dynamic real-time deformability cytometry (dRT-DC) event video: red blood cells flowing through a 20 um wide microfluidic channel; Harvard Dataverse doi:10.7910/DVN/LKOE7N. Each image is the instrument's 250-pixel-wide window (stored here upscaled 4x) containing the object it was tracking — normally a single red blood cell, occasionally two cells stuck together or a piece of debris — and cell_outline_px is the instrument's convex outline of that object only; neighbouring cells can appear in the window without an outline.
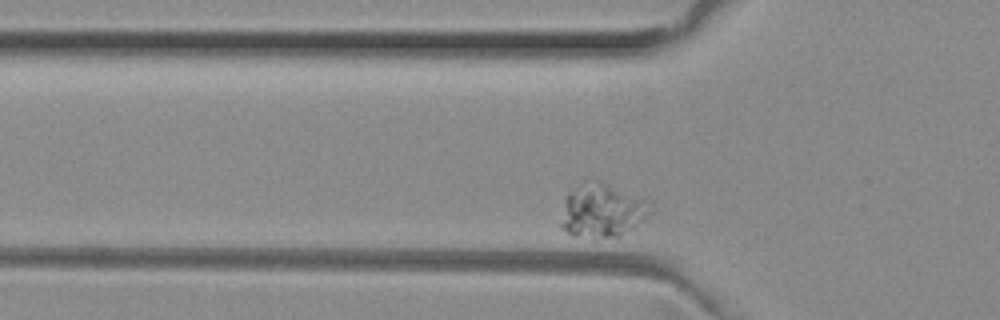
{"species": "common noctule bat (a hibernating species)", "species_latin": "Nyctalus noctula", "temperature_condition": "room temperature", "stored_images_in_passage": 32, "camera_frame_rate_fps": 3000, "um_per_image_px": 0.085, "animal": {"sex": "female", "body_mass_g": 29.2, "forearm_length_mm": 56.3}, "frame": {"image": 1, "passage_image": 2, "time_ms": 0.333, "image_size_px": [1000, 320], "cell_outline_px": [[656, 212], [620, 236], [596, 240], [592, 240], [572, 236], [560, 228], [560, 224], [568, 192], [580, 180], [596, 180], [648, 196], [652, 200], [656, 208]], "centroid_in_image_um": [51.29, 17.89], "position_along_channel_um": 74.5, "area_um2": 29.77}}
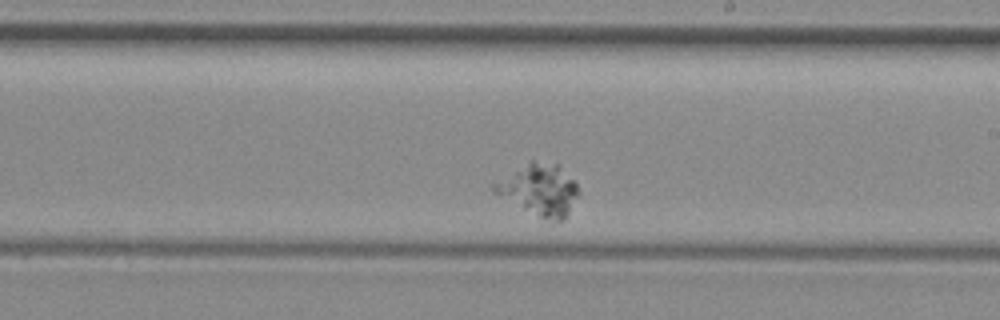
{"frame": {"image": 2, "passage_image": 17, "time_ms": 5.333, "image_size_px": [1000, 320], "cell_outline_px": [[580, 196], [564, 220], [556, 220], [540, 216], [492, 192], [488, 184], [532, 160], [560, 164], [576, 184], [580, 192]], "centroid_in_image_um": [45.84, 16.08], "position_along_channel_um": 243.2, "area_um2": 25.14}}
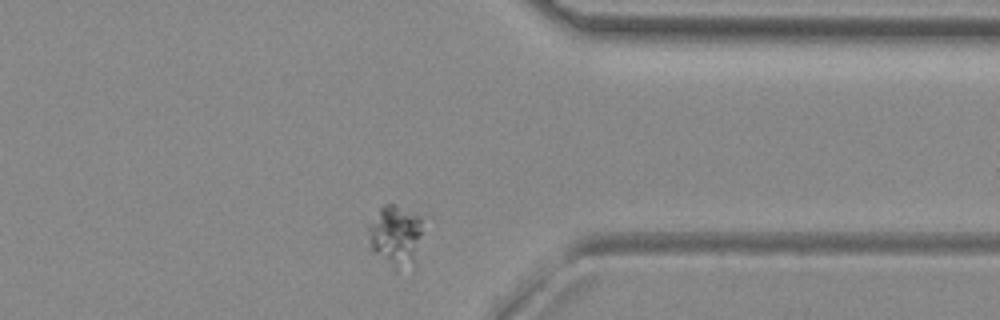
{"frame": {"image": 3, "passage_image": 29, "time_ms": 9.333, "image_size_px": [1000, 320], "cell_outline_px": [[432, 216], [412, 260], [396, 272], [372, 252], [368, 248], [368, 224], [380, 208], [384, 204], [396, 204], [428, 212]], "centroid_in_image_um": [33.74, 19.88], "position_along_channel_um": 377.7, "area_um2": 21.15}}